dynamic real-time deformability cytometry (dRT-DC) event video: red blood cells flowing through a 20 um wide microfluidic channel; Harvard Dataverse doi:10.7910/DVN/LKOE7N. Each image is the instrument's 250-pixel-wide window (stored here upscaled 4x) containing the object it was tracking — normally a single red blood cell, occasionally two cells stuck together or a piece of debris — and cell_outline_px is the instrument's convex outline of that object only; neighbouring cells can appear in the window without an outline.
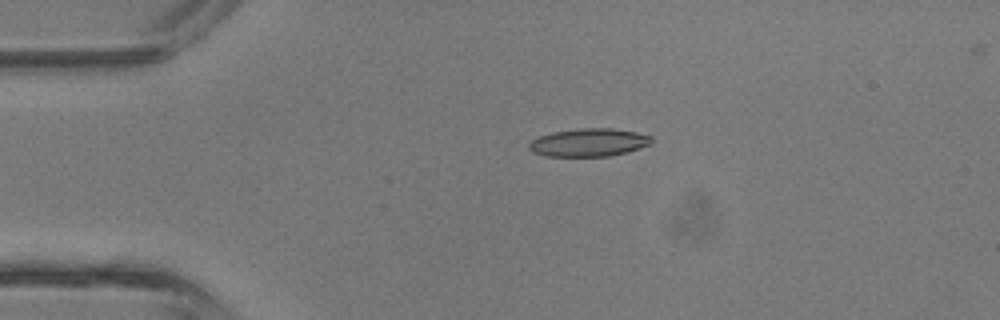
{"species": "common noctule bat (a hibernating species)", "species_latin": "Nyctalus noctula", "temperature_condition": "room temperature", "stored_images_in_passage": 1, "camera_frame_rate_fps": 3000, "um_per_image_px": 0.085, "animal": {"sex": "male", "body_mass_g": 13.3}, "frame": {"image": 1, "passage_image": 1, "time_ms": 0.0, "image_size_px": [1000, 320], "cell_outline_px": [[652, 144], [628, 152], [608, 156], [544, 156], [532, 152], [528, 148], [528, 144], [532, 140], [540, 136], [552, 132], [580, 128], [612, 128], [636, 132], [652, 136]], "centroid_in_image_um": [50.06, 12.11], "position_along_channel_um": 34.9, "area_um2": 20.11}}